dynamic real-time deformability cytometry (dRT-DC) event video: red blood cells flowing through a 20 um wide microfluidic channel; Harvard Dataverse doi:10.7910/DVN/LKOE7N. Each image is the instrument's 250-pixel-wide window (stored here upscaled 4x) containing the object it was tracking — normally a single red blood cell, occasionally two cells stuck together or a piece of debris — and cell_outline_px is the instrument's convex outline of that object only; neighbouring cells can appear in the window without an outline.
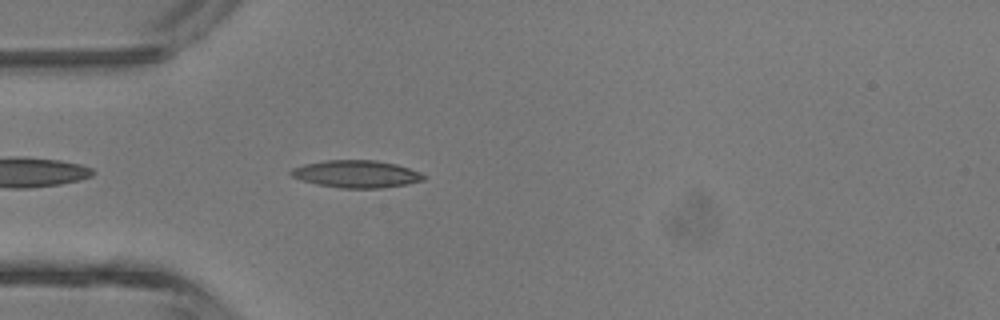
{"species": "common noctule bat (a hibernating species)", "species_latin": "Nyctalus noctula", "temperature_condition": "room temperature", "stored_images_in_passage": 3, "camera_frame_rate_fps": 3000, "um_per_image_px": 0.085, "animal": {"sex": "male", "body_mass_g": 13.3}, "frame": {"image": 1, "passage_image": 3, "time_ms": 2.333, "image_size_px": [1000, 320], "cell_outline_px": [[428, 176], [424, 180], [408, 184], [384, 188], [340, 188], [316, 184], [292, 176], [288, 172], [292, 168], [304, 164], [324, 160], [376, 160], [396, 164], [420, 172]], "centroid_in_image_um": [30.32, 14.79], "position_along_channel_um": 54.7, "area_um2": 21.27}}